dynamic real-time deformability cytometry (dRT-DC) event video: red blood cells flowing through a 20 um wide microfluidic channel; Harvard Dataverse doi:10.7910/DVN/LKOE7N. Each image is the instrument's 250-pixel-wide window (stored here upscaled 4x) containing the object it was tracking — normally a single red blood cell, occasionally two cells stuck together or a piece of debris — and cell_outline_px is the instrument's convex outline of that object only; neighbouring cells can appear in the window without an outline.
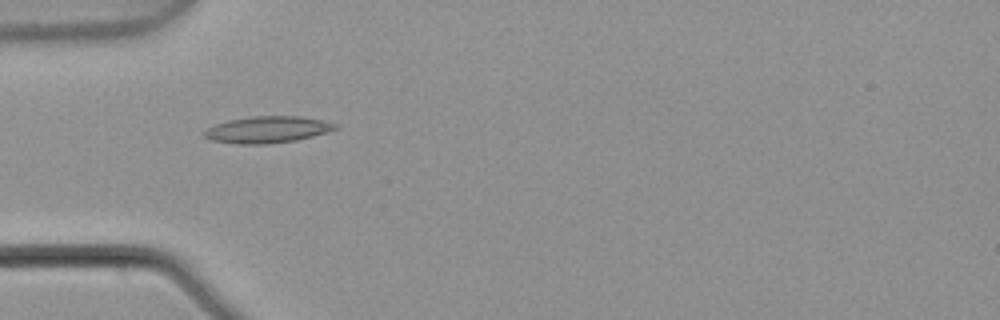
{"species": "common noctule bat (a hibernating species)", "species_latin": "Nyctalus noctula", "temperature_condition": "warm", "stored_images_in_passage": 5, "camera_frame_rate_fps": 3000, "um_per_image_px": 0.085, "animal": {"sex": "male", "body_mass_g": 21.5, "forearm_length_mm": 52.0}, "frame": {"image": 1, "passage_image": 4, "time_ms": 1.0, "image_size_px": [1000, 320], "cell_outline_px": [[340, 128], [328, 132], [296, 140], [268, 144], [236, 144], [212, 140], [204, 136], [200, 132], [216, 124], [228, 120], [252, 116], [300, 116], [340, 124]], "centroid_in_image_um": [22.74, 11.02], "position_along_channel_um": 62.3, "area_um2": 20.46}}
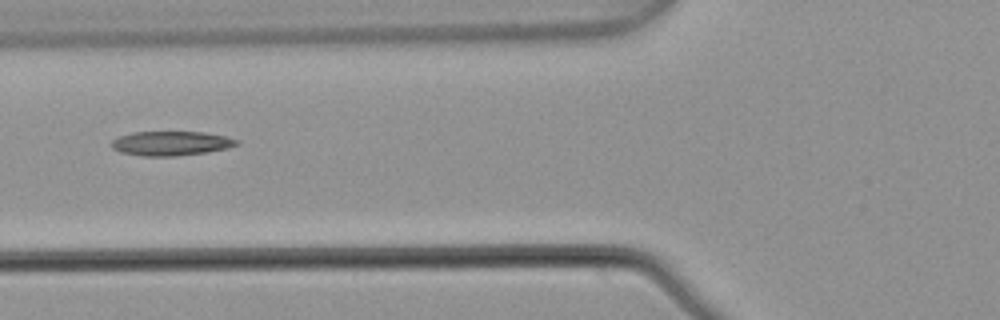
{"frame": {"image": 2, "passage_image": 5, "time_ms": 1.333, "image_size_px": [1000, 320], "cell_outline_px": [[240, 144], [228, 148], [208, 152], [176, 156], [144, 156], [120, 152], [112, 148], [112, 140], [116, 136], [132, 132], [204, 132], [224, 136], [240, 140]], "centroid_in_image_um": [14.54, 12.18], "position_along_channel_um": 111.3, "area_um2": 17.92}}